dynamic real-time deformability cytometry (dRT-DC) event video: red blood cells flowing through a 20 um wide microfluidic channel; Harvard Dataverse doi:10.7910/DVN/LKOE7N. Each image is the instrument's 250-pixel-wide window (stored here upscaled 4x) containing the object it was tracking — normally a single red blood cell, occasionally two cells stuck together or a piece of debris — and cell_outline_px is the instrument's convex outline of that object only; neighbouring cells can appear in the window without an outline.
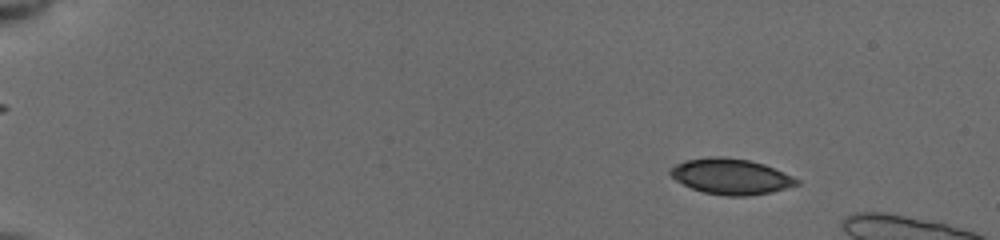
{"species": "common noctule bat (a hibernating species)", "species_latin": "Nyctalus noctula", "temperature_condition": "cold", "stored_images_in_passage": 16, "camera_frame_rate_fps": 3000, "um_per_image_px": 0.085, "animal": {"sex": "female", "body_mass_g": 19.5, "forearm_length_mm": 54.1}, "frame": {"image": 1, "passage_image": 7, "time_ms": 2.0, "image_size_px": [1000, 240], "cell_outline_px": [[800, 184], [772, 192], [748, 196], [728, 196], [704, 192], [692, 188], [676, 180], [668, 172], [668, 168], [684, 160], [708, 156], [724, 156], [748, 160], [764, 164], [792, 176], [800, 180]], "centroid_in_image_um": [62.11, 14.99], "position_along_channel_um": 22.9, "area_um2": 26.36}}